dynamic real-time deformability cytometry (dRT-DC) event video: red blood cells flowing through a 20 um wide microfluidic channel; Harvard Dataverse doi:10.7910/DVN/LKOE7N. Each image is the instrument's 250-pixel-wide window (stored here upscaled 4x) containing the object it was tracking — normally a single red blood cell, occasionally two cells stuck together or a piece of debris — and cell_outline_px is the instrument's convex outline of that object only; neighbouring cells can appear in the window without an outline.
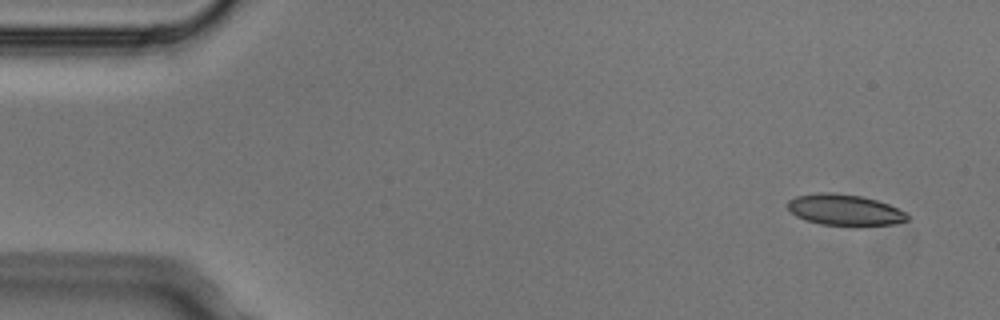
{"species": "Egyptian fruit bat (a non-hibernating species)", "species_latin": "Rousettus aegyptiacus", "temperature_condition": "cold", "stored_images_in_passage": 5, "camera_frame_rate_fps": 3000, "um_per_image_px": 0.085, "animal": {"sex": "male"}, "frame": {"image": 1, "passage_image": 1, "time_ms": 0.0, "image_size_px": [1000, 320], "cell_outline_px": [[908, 220], [892, 224], [860, 228], [856, 228], [820, 224], [804, 220], [796, 216], [788, 208], [788, 200], [796, 196], [816, 192], [832, 192], [860, 196], [876, 200], [888, 204], [908, 212]], "centroid_in_image_um": [71.82, 17.88], "position_along_channel_um": 13.2, "area_um2": 22.43}}